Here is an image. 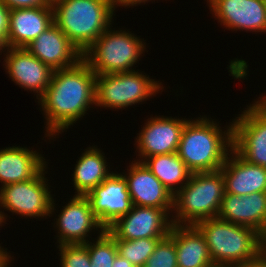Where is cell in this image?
Masks as SVG:
<instances>
[{"mask_svg":"<svg viewBox=\"0 0 266 267\" xmlns=\"http://www.w3.org/2000/svg\"><path fill=\"white\" fill-rule=\"evenodd\" d=\"M89 201L93 214L106 229L116 219L127 215L132 209V201L127 180L118 172L112 173L98 186L84 195Z\"/></svg>","mask_w":266,"mask_h":267,"instance_id":"obj_12","label":"cell"},{"mask_svg":"<svg viewBox=\"0 0 266 267\" xmlns=\"http://www.w3.org/2000/svg\"><path fill=\"white\" fill-rule=\"evenodd\" d=\"M163 238H139L135 240L115 239L118 254L135 267H143Z\"/></svg>","mask_w":266,"mask_h":267,"instance_id":"obj_25","label":"cell"},{"mask_svg":"<svg viewBox=\"0 0 266 267\" xmlns=\"http://www.w3.org/2000/svg\"><path fill=\"white\" fill-rule=\"evenodd\" d=\"M53 23L51 4L10 9L7 47L25 48Z\"/></svg>","mask_w":266,"mask_h":267,"instance_id":"obj_19","label":"cell"},{"mask_svg":"<svg viewBox=\"0 0 266 267\" xmlns=\"http://www.w3.org/2000/svg\"><path fill=\"white\" fill-rule=\"evenodd\" d=\"M232 120L233 150L248 163L266 168V116L252 103Z\"/></svg>","mask_w":266,"mask_h":267,"instance_id":"obj_9","label":"cell"},{"mask_svg":"<svg viewBox=\"0 0 266 267\" xmlns=\"http://www.w3.org/2000/svg\"><path fill=\"white\" fill-rule=\"evenodd\" d=\"M110 27L82 55V59L95 74L134 71L133 67L145 53L147 43L127 29Z\"/></svg>","mask_w":266,"mask_h":267,"instance_id":"obj_6","label":"cell"},{"mask_svg":"<svg viewBox=\"0 0 266 267\" xmlns=\"http://www.w3.org/2000/svg\"><path fill=\"white\" fill-rule=\"evenodd\" d=\"M189 118H172L167 116H154L146 120L145 125L135 137L136 161L143 162L154 155L176 153L181 134Z\"/></svg>","mask_w":266,"mask_h":267,"instance_id":"obj_11","label":"cell"},{"mask_svg":"<svg viewBox=\"0 0 266 267\" xmlns=\"http://www.w3.org/2000/svg\"><path fill=\"white\" fill-rule=\"evenodd\" d=\"M10 9L0 0V42L7 47Z\"/></svg>","mask_w":266,"mask_h":267,"instance_id":"obj_29","label":"cell"},{"mask_svg":"<svg viewBox=\"0 0 266 267\" xmlns=\"http://www.w3.org/2000/svg\"><path fill=\"white\" fill-rule=\"evenodd\" d=\"M40 152L27 147L0 149L1 187L34 178L48 162Z\"/></svg>","mask_w":266,"mask_h":267,"instance_id":"obj_21","label":"cell"},{"mask_svg":"<svg viewBox=\"0 0 266 267\" xmlns=\"http://www.w3.org/2000/svg\"><path fill=\"white\" fill-rule=\"evenodd\" d=\"M78 159L72 175L75 195H85L112 173L105 153L96 145L85 149Z\"/></svg>","mask_w":266,"mask_h":267,"instance_id":"obj_23","label":"cell"},{"mask_svg":"<svg viewBox=\"0 0 266 267\" xmlns=\"http://www.w3.org/2000/svg\"><path fill=\"white\" fill-rule=\"evenodd\" d=\"M150 1H152V0H112L114 9H116L118 6L119 7L122 6L124 8L125 7L130 8L133 6L136 7L137 5L145 4L146 2L149 3ZM154 2H155V0H154Z\"/></svg>","mask_w":266,"mask_h":267,"instance_id":"obj_31","label":"cell"},{"mask_svg":"<svg viewBox=\"0 0 266 267\" xmlns=\"http://www.w3.org/2000/svg\"><path fill=\"white\" fill-rule=\"evenodd\" d=\"M46 165L34 178L0 187V208L24 218H46L55 213L56 204L49 180L45 177ZM52 214V215H51Z\"/></svg>","mask_w":266,"mask_h":267,"instance_id":"obj_8","label":"cell"},{"mask_svg":"<svg viewBox=\"0 0 266 267\" xmlns=\"http://www.w3.org/2000/svg\"><path fill=\"white\" fill-rule=\"evenodd\" d=\"M25 48L54 71L75 66L82 59L80 51L55 23Z\"/></svg>","mask_w":266,"mask_h":267,"instance_id":"obj_17","label":"cell"},{"mask_svg":"<svg viewBox=\"0 0 266 267\" xmlns=\"http://www.w3.org/2000/svg\"><path fill=\"white\" fill-rule=\"evenodd\" d=\"M4 68L6 74L16 85L24 90L33 91L39 99L50 84L52 70L32 55L26 48L5 47Z\"/></svg>","mask_w":266,"mask_h":267,"instance_id":"obj_15","label":"cell"},{"mask_svg":"<svg viewBox=\"0 0 266 267\" xmlns=\"http://www.w3.org/2000/svg\"><path fill=\"white\" fill-rule=\"evenodd\" d=\"M47 4H51L53 5L55 2L59 1V0H44Z\"/></svg>","mask_w":266,"mask_h":267,"instance_id":"obj_38","label":"cell"},{"mask_svg":"<svg viewBox=\"0 0 266 267\" xmlns=\"http://www.w3.org/2000/svg\"><path fill=\"white\" fill-rule=\"evenodd\" d=\"M172 225L171 216L164 209L133 205L127 215L116 219L105 230L114 239L165 238Z\"/></svg>","mask_w":266,"mask_h":267,"instance_id":"obj_10","label":"cell"},{"mask_svg":"<svg viewBox=\"0 0 266 267\" xmlns=\"http://www.w3.org/2000/svg\"><path fill=\"white\" fill-rule=\"evenodd\" d=\"M262 253L266 256V242H262Z\"/></svg>","mask_w":266,"mask_h":267,"instance_id":"obj_37","label":"cell"},{"mask_svg":"<svg viewBox=\"0 0 266 267\" xmlns=\"http://www.w3.org/2000/svg\"><path fill=\"white\" fill-rule=\"evenodd\" d=\"M237 267H266V256L261 253L257 258L254 260L248 261L245 264Z\"/></svg>","mask_w":266,"mask_h":267,"instance_id":"obj_32","label":"cell"},{"mask_svg":"<svg viewBox=\"0 0 266 267\" xmlns=\"http://www.w3.org/2000/svg\"><path fill=\"white\" fill-rule=\"evenodd\" d=\"M9 9L35 8L47 5L44 0H2Z\"/></svg>","mask_w":266,"mask_h":267,"instance_id":"obj_30","label":"cell"},{"mask_svg":"<svg viewBox=\"0 0 266 267\" xmlns=\"http://www.w3.org/2000/svg\"><path fill=\"white\" fill-rule=\"evenodd\" d=\"M253 104L266 116V96H261L258 100L254 99Z\"/></svg>","mask_w":266,"mask_h":267,"instance_id":"obj_35","label":"cell"},{"mask_svg":"<svg viewBox=\"0 0 266 267\" xmlns=\"http://www.w3.org/2000/svg\"><path fill=\"white\" fill-rule=\"evenodd\" d=\"M203 234L215 267H237L262 253V235L255 229L218 217L195 225Z\"/></svg>","mask_w":266,"mask_h":267,"instance_id":"obj_4","label":"cell"},{"mask_svg":"<svg viewBox=\"0 0 266 267\" xmlns=\"http://www.w3.org/2000/svg\"><path fill=\"white\" fill-rule=\"evenodd\" d=\"M139 71L96 74L95 106L124 110L137 103L142 104L160 91L163 92L165 86L162 82Z\"/></svg>","mask_w":266,"mask_h":267,"instance_id":"obj_7","label":"cell"},{"mask_svg":"<svg viewBox=\"0 0 266 267\" xmlns=\"http://www.w3.org/2000/svg\"><path fill=\"white\" fill-rule=\"evenodd\" d=\"M220 170L225 181V193L246 196L266 192V168L248 163L233 149Z\"/></svg>","mask_w":266,"mask_h":267,"instance_id":"obj_20","label":"cell"},{"mask_svg":"<svg viewBox=\"0 0 266 267\" xmlns=\"http://www.w3.org/2000/svg\"><path fill=\"white\" fill-rule=\"evenodd\" d=\"M217 217L251 227L263 235L266 231V192L246 196L225 193Z\"/></svg>","mask_w":266,"mask_h":267,"instance_id":"obj_18","label":"cell"},{"mask_svg":"<svg viewBox=\"0 0 266 267\" xmlns=\"http://www.w3.org/2000/svg\"><path fill=\"white\" fill-rule=\"evenodd\" d=\"M143 163L173 196L189 181L192 174L177 153L154 155Z\"/></svg>","mask_w":266,"mask_h":267,"instance_id":"obj_24","label":"cell"},{"mask_svg":"<svg viewBox=\"0 0 266 267\" xmlns=\"http://www.w3.org/2000/svg\"><path fill=\"white\" fill-rule=\"evenodd\" d=\"M112 267H135L127 259L122 258L119 254L115 257Z\"/></svg>","mask_w":266,"mask_h":267,"instance_id":"obj_34","label":"cell"},{"mask_svg":"<svg viewBox=\"0 0 266 267\" xmlns=\"http://www.w3.org/2000/svg\"><path fill=\"white\" fill-rule=\"evenodd\" d=\"M2 209H0V227L4 226L6 224L7 221V215L5 214L4 210L3 212L1 211ZM4 223V224H3Z\"/></svg>","mask_w":266,"mask_h":267,"instance_id":"obj_36","label":"cell"},{"mask_svg":"<svg viewBox=\"0 0 266 267\" xmlns=\"http://www.w3.org/2000/svg\"><path fill=\"white\" fill-rule=\"evenodd\" d=\"M95 78V72L83 59L75 66L53 72L50 84L37 101L46 119L45 138H57L93 108Z\"/></svg>","mask_w":266,"mask_h":267,"instance_id":"obj_1","label":"cell"},{"mask_svg":"<svg viewBox=\"0 0 266 267\" xmlns=\"http://www.w3.org/2000/svg\"><path fill=\"white\" fill-rule=\"evenodd\" d=\"M61 213L55 218L54 228L56 231L57 245L62 244H85L90 238L92 230L102 233L105 228L98 222L90 208L89 201L84 195H74ZM89 239V240H88Z\"/></svg>","mask_w":266,"mask_h":267,"instance_id":"obj_13","label":"cell"},{"mask_svg":"<svg viewBox=\"0 0 266 267\" xmlns=\"http://www.w3.org/2000/svg\"><path fill=\"white\" fill-rule=\"evenodd\" d=\"M230 123L222 127L224 130L206 115L186 122L176 153L192 173L212 172L223 167L233 149L232 121Z\"/></svg>","mask_w":266,"mask_h":267,"instance_id":"obj_2","label":"cell"},{"mask_svg":"<svg viewBox=\"0 0 266 267\" xmlns=\"http://www.w3.org/2000/svg\"><path fill=\"white\" fill-rule=\"evenodd\" d=\"M262 242H266V231H265V233L262 235Z\"/></svg>","mask_w":266,"mask_h":267,"instance_id":"obj_40","label":"cell"},{"mask_svg":"<svg viewBox=\"0 0 266 267\" xmlns=\"http://www.w3.org/2000/svg\"><path fill=\"white\" fill-rule=\"evenodd\" d=\"M224 195L221 170L192 173L189 181L173 196L172 223L196 225L217 217Z\"/></svg>","mask_w":266,"mask_h":267,"instance_id":"obj_5","label":"cell"},{"mask_svg":"<svg viewBox=\"0 0 266 267\" xmlns=\"http://www.w3.org/2000/svg\"><path fill=\"white\" fill-rule=\"evenodd\" d=\"M127 173V187L133 205L164 209L170 216L173 212V195L145 166L143 162L132 161Z\"/></svg>","mask_w":266,"mask_h":267,"instance_id":"obj_16","label":"cell"},{"mask_svg":"<svg viewBox=\"0 0 266 267\" xmlns=\"http://www.w3.org/2000/svg\"><path fill=\"white\" fill-rule=\"evenodd\" d=\"M54 23L83 55L113 22L112 0H59Z\"/></svg>","mask_w":266,"mask_h":267,"instance_id":"obj_3","label":"cell"},{"mask_svg":"<svg viewBox=\"0 0 266 267\" xmlns=\"http://www.w3.org/2000/svg\"><path fill=\"white\" fill-rule=\"evenodd\" d=\"M61 267H91L88 248L84 244L58 245Z\"/></svg>","mask_w":266,"mask_h":267,"instance_id":"obj_28","label":"cell"},{"mask_svg":"<svg viewBox=\"0 0 266 267\" xmlns=\"http://www.w3.org/2000/svg\"><path fill=\"white\" fill-rule=\"evenodd\" d=\"M92 242L88 241L84 244L88 248L91 267H112L118 255L115 239L104 230L98 234L96 241L92 239Z\"/></svg>","mask_w":266,"mask_h":267,"instance_id":"obj_26","label":"cell"},{"mask_svg":"<svg viewBox=\"0 0 266 267\" xmlns=\"http://www.w3.org/2000/svg\"><path fill=\"white\" fill-rule=\"evenodd\" d=\"M174 243V224L170 233L161 239L143 267H178Z\"/></svg>","mask_w":266,"mask_h":267,"instance_id":"obj_27","label":"cell"},{"mask_svg":"<svg viewBox=\"0 0 266 267\" xmlns=\"http://www.w3.org/2000/svg\"><path fill=\"white\" fill-rule=\"evenodd\" d=\"M5 46L0 42V55H2Z\"/></svg>","mask_w":266,"mask_h":267,"instance_id":"obj_39","label":"cell"},{"mask_svg":"<svg viewBox=\"0 0 266 267\" xmlns=\"http://www.w3.org/2000/svg\"><path fill=\"white\" fill-rule=\"evenodd\" d=\"M1 245V244H0ZM2 246H0V267H10V263L13 258L10 255V252H7V248L4 250ZM9 265V266H8Z\"/></svg>","mask_w":266,"mask_h":267,"instance_id":"obj_33","label":"cell"},{"mask_svg":"<svg viewBox=\"0 0 266 267\" xmlns=\"http://www.w3.org/2000/svg\"><path fill=\"white\" fill-rule=\"evenodd\" d=\"M178 267H215L205 238L195 225H174Z\"/></svg>","mask_w":266,"mask_h":267,"instance_id":"obj_22","label":"cell"},{"mask_svg":"<svg viewBox=\"0 0 266 267\" xmlns=\"http://www.w3.org/2000/svg\"><path fill=\"white\" fill-rule=\"evenodd\" d=\"M210 13L227 30L266 33L264 0H207Z\"/></svg>","mask_w":266,"mask_h":267,"instance_id":"obj_14","label":"cell"}]
</instances>
